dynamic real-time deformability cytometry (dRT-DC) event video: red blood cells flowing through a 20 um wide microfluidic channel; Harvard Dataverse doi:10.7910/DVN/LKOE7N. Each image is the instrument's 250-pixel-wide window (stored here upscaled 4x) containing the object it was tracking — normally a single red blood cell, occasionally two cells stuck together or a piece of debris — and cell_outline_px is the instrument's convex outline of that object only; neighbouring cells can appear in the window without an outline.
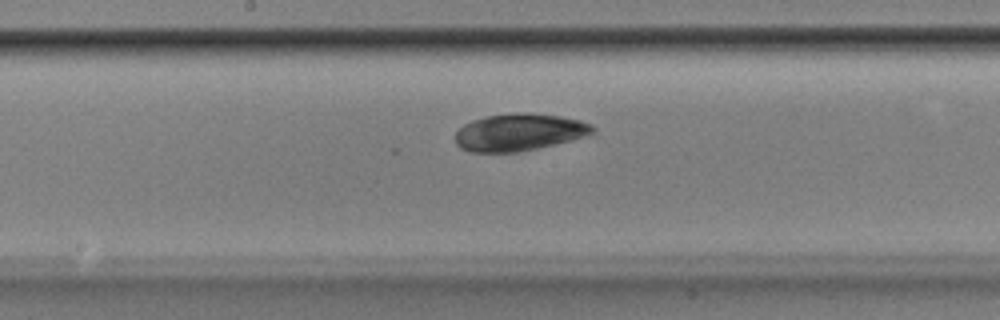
{"species": "Egyptian fruit bat (a non-hibernating species)", "species_latin": "Rousettus aegyptiacus", "temperature_condition": "room temperature", "stored_images_in_passage": 46, "camera_frame_rate_fps": 3000, "um_per_image_px": 0.085, "animal": {"sex": "male"}, "frame": {"image": 1, "passage_image": 24, "time_ms": 7.667, "image_size_px": [1000, 320], "cell_outline_px": [[596, 132], [588, 136], [572, 140], [536, 148], [516, 152], [468, 152], [460, 148], [456, 144], [456, 132], [464, 124], [472, 120], [488, 116], [516, 112], [524, 112], [560, 116], [580, 120], [592, 124], [596, 128]], "centroid_in_image_um": [44.16, 11.24], "position_along_channel_um": 204.0, "area_um2": 29.88}}
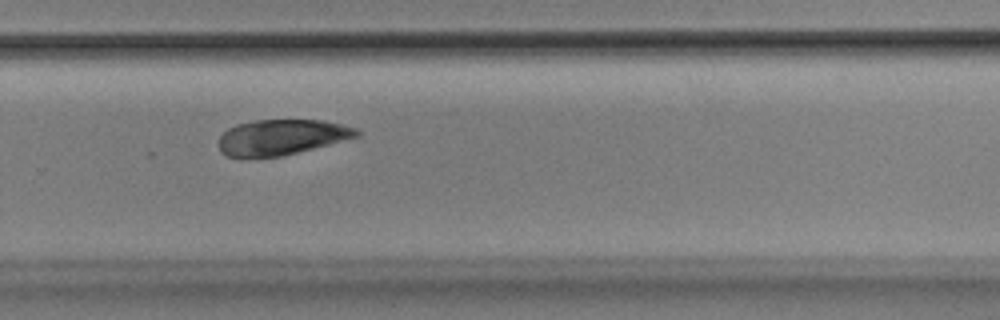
{"frame": {"image": 2, "passage_image": 32, "time_ms": 10.333, "image_size_px": [1000, 320], "cell_outline_px": [[360, 136], [280, 156], [228, 156], [220, 152], [220, 136], [228, 128], [236, 124], [252, 120], [324, 120], [356, 128], [360, 132]], "centroid_in_image_um": [23.93, 11.63], "position_along_channel_um": 305.9, "area_um2": 28.03}}
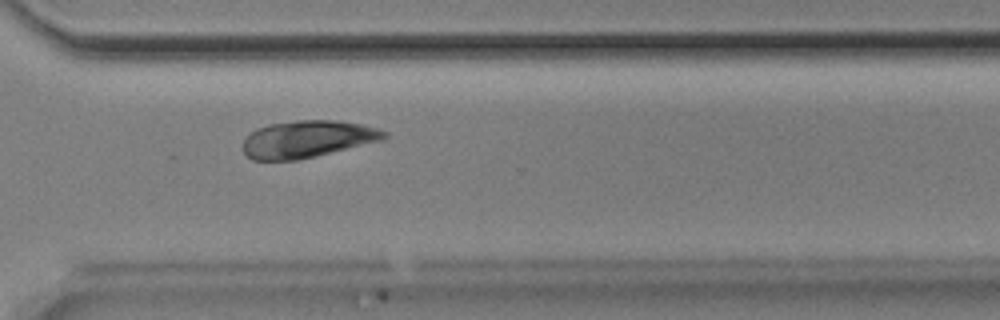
{"frame": {"image": 3, "passage_image": 35, "time_ms": 11.333, "image_size_px": [1000, 320], "cell_outline_px": [[388, 136], [380, 140], [316, 156], [296, 160], [252, 160], [244, 152], [244, 140], [256, 128], [268, 124], [296, 120], [340, 120], [380, 128], [388, 132]], "centroid_in_image_um": [26.14, 11.81], "position_along_channel_um": 344.5, "area_um2": 30.4}}